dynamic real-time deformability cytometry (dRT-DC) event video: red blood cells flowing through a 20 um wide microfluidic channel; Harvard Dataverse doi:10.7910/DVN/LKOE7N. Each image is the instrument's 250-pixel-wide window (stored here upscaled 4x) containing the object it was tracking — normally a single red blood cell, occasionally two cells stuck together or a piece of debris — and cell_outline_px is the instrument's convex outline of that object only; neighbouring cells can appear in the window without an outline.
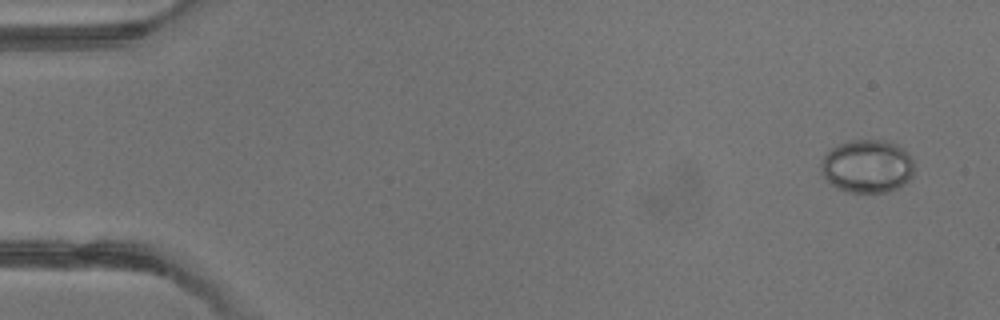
{"species": "common noctule bat (a hibernating species)", "species_latin": "Nyctalus noctula", "temperature_condition": "warm", "stored_images_in_passage": 3, "camera_frame_rate_fps": 3000, "um_per_image_px": 0.085, "animal": {"sex": "male", "body_mass_g": 13.3}, "frame": {"image": 1, "passage_image": 1, "time_ms": 0.0, "image_size_px": [1000, 320], "cell_outline_px": [[912, 176], [904, 184], [888, 192], [844, 192], [836, 188], [820, 172], [820, 164], [824, 156], [832, 148], [840, 144], [852, 140], [884, 140], [896, 144], [904, 148], [912, 156]], "centroid_in_image_um": [73.71, 14.13], "position_along_channel_um": 11.3, "area_um2": 28.9}}